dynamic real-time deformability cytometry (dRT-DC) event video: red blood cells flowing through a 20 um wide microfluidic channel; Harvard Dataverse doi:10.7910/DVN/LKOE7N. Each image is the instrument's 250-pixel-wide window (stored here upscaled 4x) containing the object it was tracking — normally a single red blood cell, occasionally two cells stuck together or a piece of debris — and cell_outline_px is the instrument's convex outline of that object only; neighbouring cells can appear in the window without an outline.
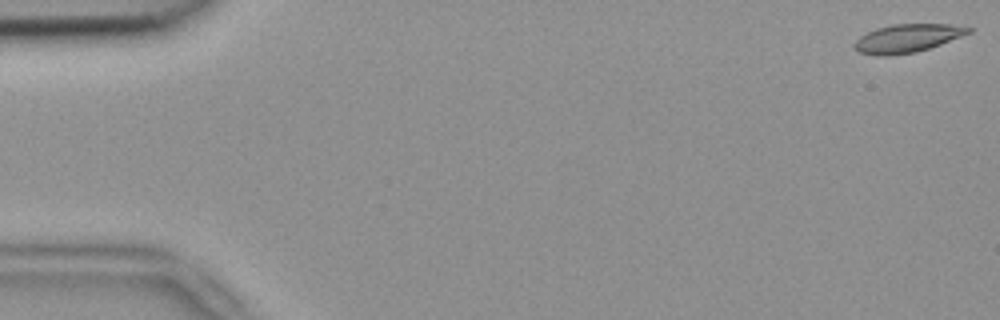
{"species": "common noctule bat (a hibernating species)", "species_latin": "Nyctalus noctula", "temperature_condition": "room temperature", "stored_images_in_passage": 6, "segment_of_instrument_passage": [1, 2], "camera_frame_rate_fps": 3000, "um_per_image_px": 0.085, "animal": {"sex": "female", "body_mass_g": 18.4}, "frame": {"image": 1, "passage_image": 1, "time_ms": 0.0, "image_size_px": [1000, 320], "cell_outline_px": [[972, 32], [940, 44], [916, 52], [888, 56], [876, 56], [860, 52], [852, 44], [860, 36], [876, 28], [892, 24], [948, 24], [972, 28]], "centroid_in_image_um": [77.1, 3.25], "position_along_channel_um": 7.9, "area_um2": 18.67}}
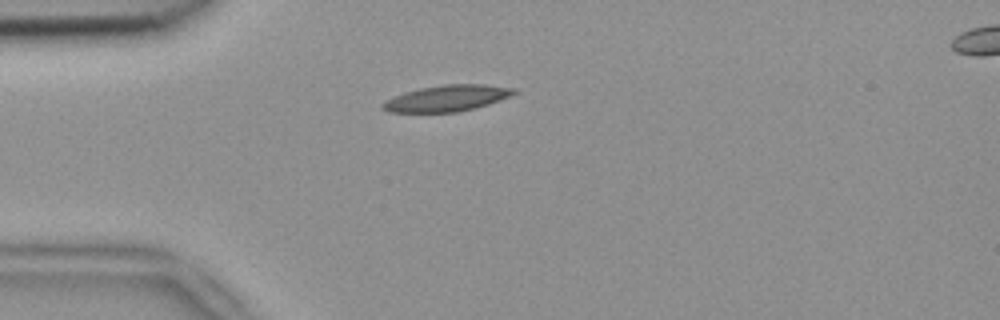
{"frame": {"image": 2, "passage_image": 5, "time_ms": 1.333, "image_size_px": [1000, 320], "cell_outline_px": [[520, 92], [500, 100], [476, 108], [456, 112], [388, 112], [380, 108], [380, 104], [384, 100], [404, 92], [420, 88], [444, 84], [484, 84], [516, 88]], "centroid_in_image_um": [37.99, 8.35], "position_along_channel_um": 47.0, "area_um2": 20.29}}